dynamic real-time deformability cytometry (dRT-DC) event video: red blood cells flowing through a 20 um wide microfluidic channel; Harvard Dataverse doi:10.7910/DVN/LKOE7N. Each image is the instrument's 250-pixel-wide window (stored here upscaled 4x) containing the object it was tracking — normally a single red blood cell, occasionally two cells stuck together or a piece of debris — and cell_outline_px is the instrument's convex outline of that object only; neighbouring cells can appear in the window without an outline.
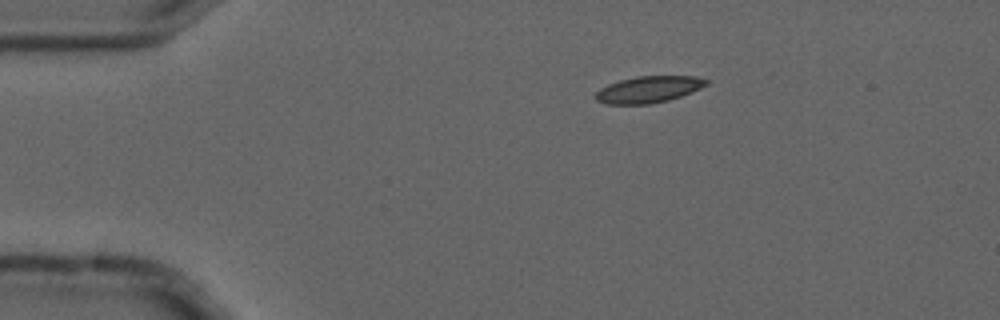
{"species": "common noctule bat (a hibernating species)", "species_latin": "Nyctalus noctula", "temperature_condition": "cold", "stored_images_in_passage": 4, "camera_frame_rate_fps": 3000, "um_per_image_px": 0.085, "animal": {"sex": "male", "forearm_length_mm": 52.5}, "frame": {"image": 1, "passage_image": 1, "time_ms": 0.0, "image_size_px": [1000, 320], "cell_outline_px": [[708, 84], [692, 92], [668, 100], [648, 104], [604, 104], [596, 100], [596, 92], [600, 88], [608, 84], [620, 80], [636, 76], [696, 76], [708, 80]], "centroid_in_image_um": [55.12, 7.6], "position_along_channel_um": 29.9, "area_um2": 17.11}}
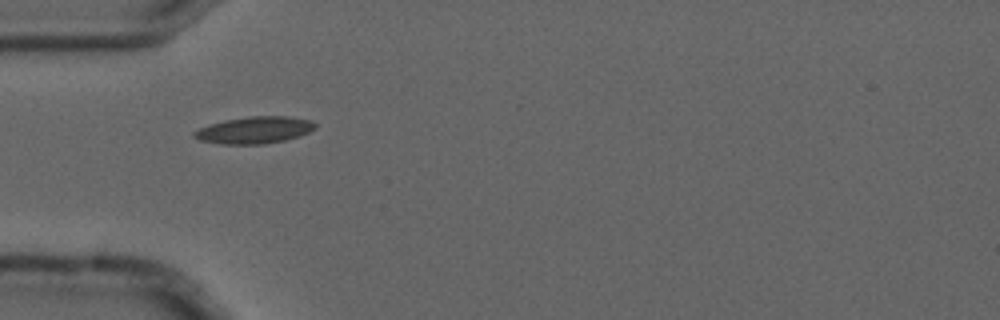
{"frame": {"image": 2, "passage_image": 3, "time_ms": 0.667, "image_size_px": [1000, 320], "cell_outline_px": [[316, 128], [300, 136], [284, 140], [260, 144], [224, 144], [200, 140], [192, 136], [192, 132], [208, 124], [224, 120], [248, 116], [288, 116], [312, 120], [316, 124]], "centroid_in_image_um": [21.63, 11.04], "position_along_channel_um": 63.4, "area_um2": 19.02}}
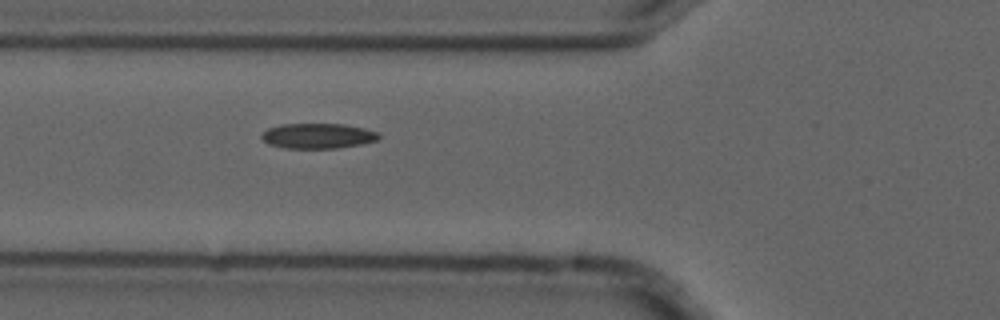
{"frame": {"image": 3, "passage_image": 4, "time_ms": 1.0, "image_size_px": [1000, 320], "cell_outline_px": [[380, 140], [364, 144], [336, 148], [284, 148], [268, 144], [260, 136], [268, 128], [280, 124], [344, 124], [364, 128], [380, 132]], "centroid_in_image_um": [27.07, 11.55], "position_along_channel_um": 98.7, "area_um2": 17.4}}